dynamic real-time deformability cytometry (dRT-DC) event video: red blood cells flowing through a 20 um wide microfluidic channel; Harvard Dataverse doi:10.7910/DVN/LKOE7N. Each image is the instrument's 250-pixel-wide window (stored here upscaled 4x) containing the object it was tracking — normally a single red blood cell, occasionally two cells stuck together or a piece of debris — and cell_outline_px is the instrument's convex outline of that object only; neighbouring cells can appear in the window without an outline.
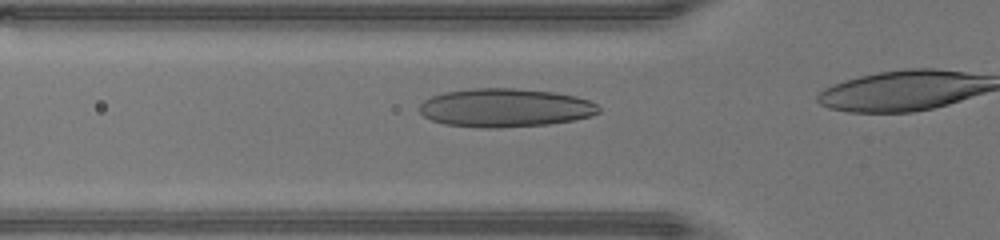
{"species": "human", "species_latin": "Homo sapiens", "temperature_condition": "warm", "stored_images_in_passage": 8, "camera_frame_rate_fps": 3000, "um_per_image_px": 0.085, "donor": {"sex": "male"}, "frame": {"image": 1, "passage_image": 6, "time_ms": 1.667, "image_size_px": [1000, 240], "cell_outline_px": [[600, 112], [592, 116], [572, 120], [548, 124], [500, 128], [480, 128], [444, 124], [432, 120], [424, 116], [420, 112], [420, 104], [424, 100], [432, 96], [444, 92], [472, 88], [512, 88], [552, 92], [576, 96], [588, 100], [596, 104], [600, 108]], "centroid_in_image_um": [42.93, 9.16], "position_along_channel_um": 82.9, "area_um2": 40.29}}